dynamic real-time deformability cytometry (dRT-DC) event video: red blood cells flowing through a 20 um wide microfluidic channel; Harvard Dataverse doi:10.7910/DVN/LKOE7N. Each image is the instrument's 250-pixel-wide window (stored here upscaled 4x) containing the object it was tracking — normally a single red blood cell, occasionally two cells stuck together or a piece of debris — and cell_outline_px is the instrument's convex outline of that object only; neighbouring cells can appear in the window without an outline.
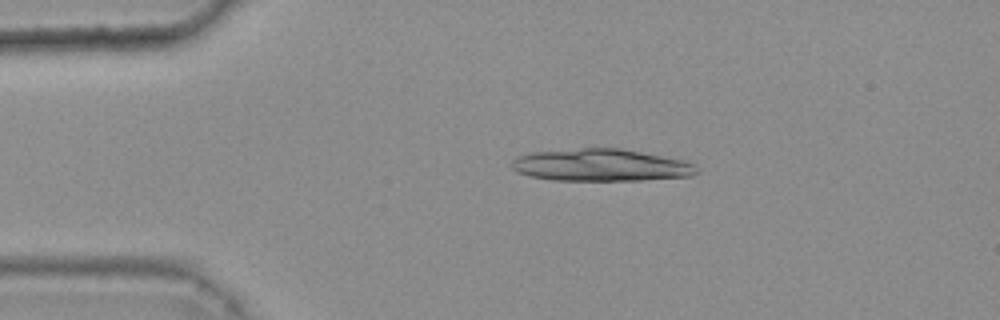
{"species": "common noctule bat (a hibernating species)", "species_latin": "Nyctalus noctula", "temperature_condition": "warm", "stored_images_in_passage": 10, "camera_frame_rate_fps": 3000, "um_per_image_px": 0.085, "animal": {"sex": "female", "body_mass_g": 25.1}, "frame": {"image": 1, "passage_image": 2, "time_ms": 0.333, "image_size_px": [1000, 320], "cell_outline_px": [[700, 172], [692, 176], [640, 180], [552, 180], [532, 176], [520, 172], [512, 168], [512, 160], [516, 156], [532, 152], [580, 148], [620, 148], [684, 160], [696, 164]], "centroid_in_image_um": [51.12, 14.03], "position_along_channel_um": 33.9, "area_um2": 34.74}}